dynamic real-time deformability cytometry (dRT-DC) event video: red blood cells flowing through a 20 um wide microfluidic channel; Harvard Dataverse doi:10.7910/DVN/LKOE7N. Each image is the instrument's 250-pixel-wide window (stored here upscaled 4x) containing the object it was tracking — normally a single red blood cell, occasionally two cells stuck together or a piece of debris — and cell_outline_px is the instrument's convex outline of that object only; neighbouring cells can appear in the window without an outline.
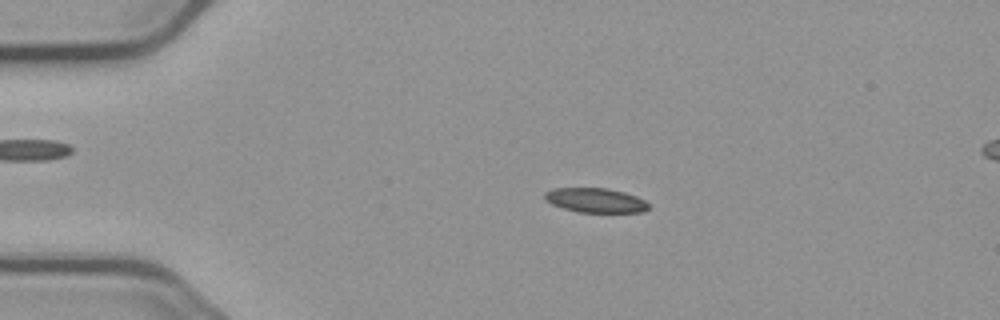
{"species": "common noctule bat (a hibernating species)", "species_latin": "Nyctalus noctula", "temperature_condition": "cold", "stored_images_in_passage": 56, "camera_frame_rate_fps": 3000, "um_per_image_px": 0.085, "animal": {"sex": "male", "body_mass_g": 23.1, "forearm_length_mm": 52.7}, "frame": {"image": 1, "passage_image": 12, "time_ms": 3.667, "image_size_px": [1000, 320], "cell_outline_px": [[648, 208], [644, 212], [580, 212], [564, 208], [552, 204], [544, 200], [544, 192], [552, 188], [608, 188], [624, 192], [636, 196], [644, 200], [648, 204]], "centroid_in_image_um": [50.59, 17.02], "position_along_channel_um": 34.4, "area_um2": 14.8}}
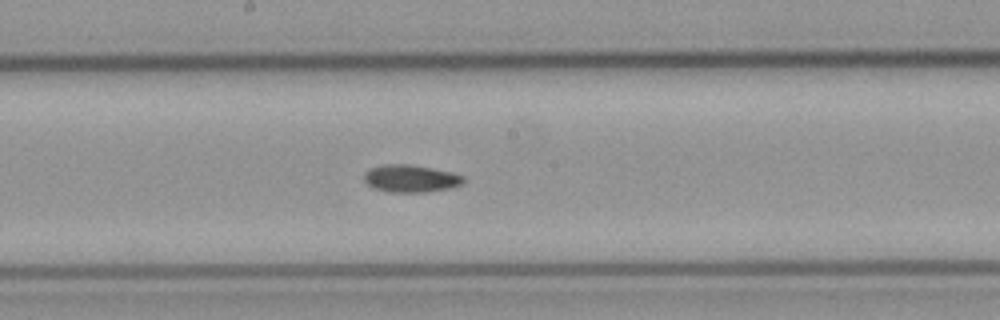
{"frame": {"image": 2, "passage_image": 30, "time_ms": 9.667, "image_size_px": [1000, 320], "cell_outline_px": [[464, 180], [460, 184], [452, 188], [424, 192], [388, 192], [372, 188], [364, 180], [364, 172], [372, 168], [384, 164], [408, 164], [432, 168], [452, 172], [464, 176]], "centroid_in_image_um": [34.9, 15.18], "position_along_channel_um": 213.3, "area_um2": 15.9}}
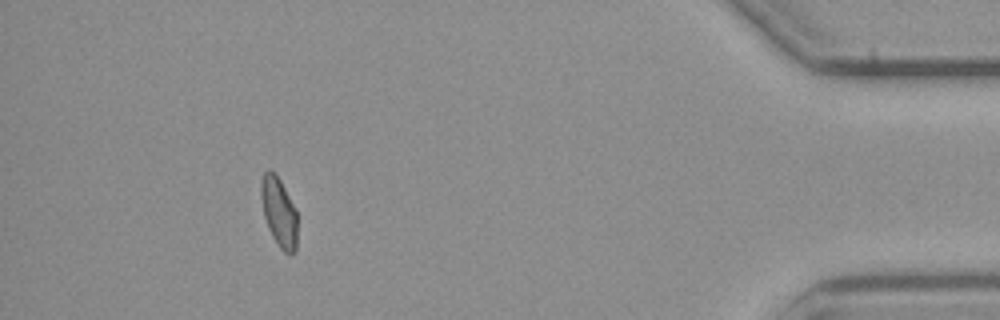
{"frame": {"image": 3, "passage_image": 51, "time_ms": 16.667, "image_size_px": [1000, 320], "cell_outline_px": [[296, 252], [292, 256], [284, 252], [280, 248], [272, 236], [268, 228], [264, 216], [260, 196], [260, 184], [264, 172], [268, 168], [276, 172], [296, 208]], "centroid_in_image_um": [23.7, 18.0], "position_along_channel_um": 411.5, "area_um2": 14.97}, "authors_computed_cell_mechanics": {"area_um2": 15.028, "velocity_mm_per_s": 3.7095, "shape_relaxation_time_tau1_ms": null, "shape_relaxation_time_tau2_ms": 5.587, "deformation_change_tau1": null, "deformation_change_tau2": 0.0927}}